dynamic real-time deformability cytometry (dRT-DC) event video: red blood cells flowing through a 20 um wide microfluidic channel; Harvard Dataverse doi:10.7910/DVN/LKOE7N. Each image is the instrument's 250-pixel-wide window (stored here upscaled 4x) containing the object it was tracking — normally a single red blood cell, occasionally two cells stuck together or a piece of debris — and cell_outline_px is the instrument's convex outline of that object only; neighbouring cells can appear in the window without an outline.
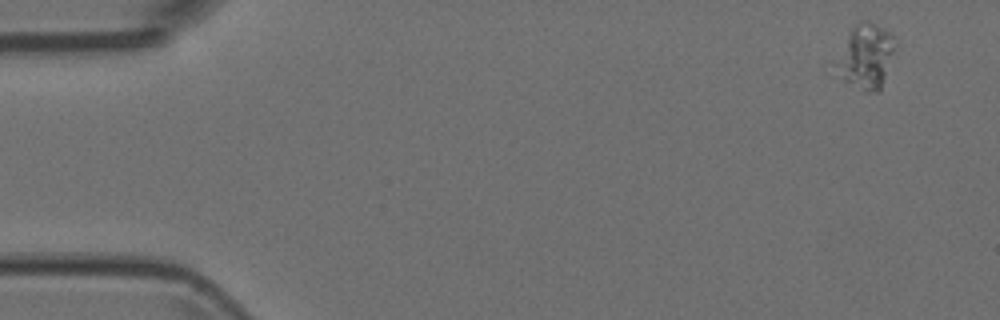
{"species": "Egyptian fruit bat (a non-hibernating species)", "species_latin": "Rousettus aegyptiacus", "temperature_condition": "room temperature", "stored_images_in_passage": 6, "camera_frame_rate_fps": 3000, "um_per_image_px": 0.085, "animal": {"sex": "female"}, "frame": {"image": 1, "passage_image": 1, "time_ms": 0.0, "image_size_px": [1000, 320], "cell_outline_px": [[896, 40], [880, 92], [864, 92], [844, 80], [832, 60], [852, 24], [860, 20], [868, 20], [892, 32]], "centroid_in_image_um": [73.54, 4.73], "position_along_channel_um": 11.5, "area_um2": 22.72}}
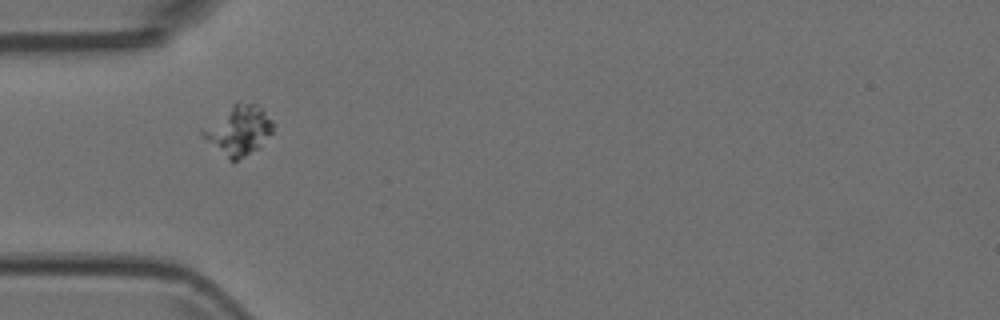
{"frame": {"image": 2, "passage_image": 5, "time_ms": 1.333, "image_size_px": [1000, 320], "cell_outline_px": [[272, 132], [260, 148], [236, 160], [228, 160], [200, 132], [200, 128], [236, 100], [256, 104], [272, 120]], "centroid_in_image_um": [20.26, 11.03], "position_along_channel_um": 64.7, "area_um2": 20.29}}
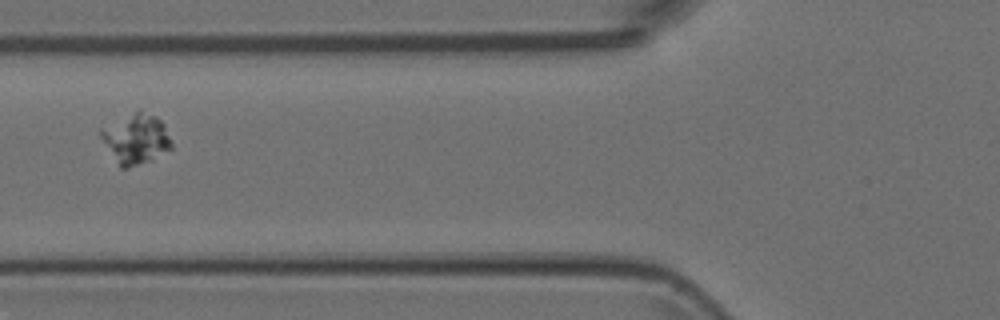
{"frame": {"image": 3, "passage_image": 6, "time_ms": 1.667, "image_size_px": [1000, 320], "cell_outline_px": [[172, 148], [148, 160], [128, 168], [120, 168], [96, 132], [100, 128], [140, 108], [156, 116], [164, 124], [172, 140]], "centroid_in_image_um": [11.52, 11.76], "position_along_channel_um": 114.3, "area_um2": 20.75}}